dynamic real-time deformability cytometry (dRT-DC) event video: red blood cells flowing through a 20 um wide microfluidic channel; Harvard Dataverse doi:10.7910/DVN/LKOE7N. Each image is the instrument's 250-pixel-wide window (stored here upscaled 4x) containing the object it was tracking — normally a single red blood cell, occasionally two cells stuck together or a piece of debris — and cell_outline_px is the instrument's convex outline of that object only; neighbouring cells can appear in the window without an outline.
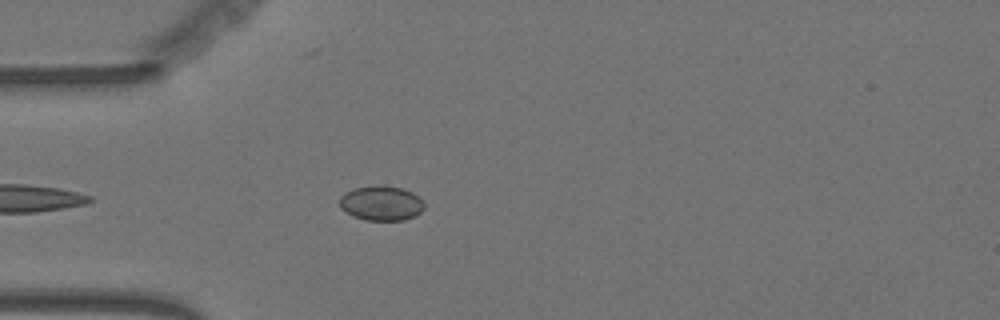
{"species": "Egyptian fruit bat (a non-hibernating species)", "species_latin": "Rousettus aegyptiacus", "temperature_condition": "warm", "stored_images_in_passage": 11, "camera_frame_rate_fps": 3000, "um_per_image_px": 0.085, "animal": {"sex": "female"}, "frame": {"image": 1, "passage_image": 4, "time_ms": 1.0, "image_size_px": [1000, 320], "cell_outline_px": [[424, 208], [416, 216], [404, 220], [364, 220], [352, 216], [340, 208], [340, 196], [344, 192], [352, 188], [400, 188], [412, 192], [424, 204]], "centroid_in_image_um": [32.37, 17.32], "position_along_channel_um": 52.6, "area_um2": 16.59}}
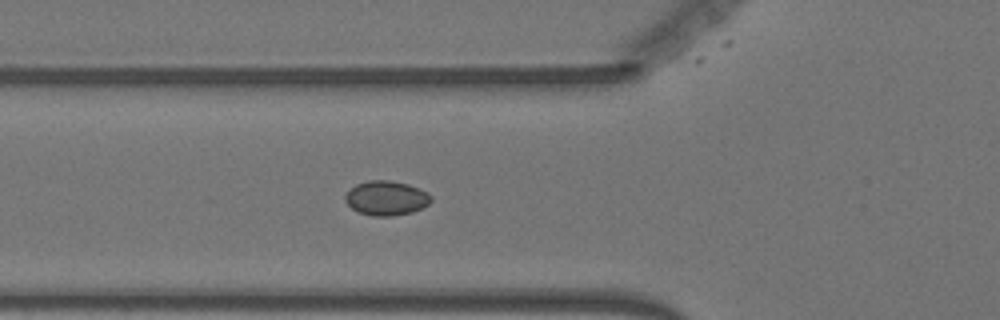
{"frame": {"image": 2, "passage_image": 8, "time_ms": 2.333, "image_size_px": [1000, 320], "cell_outline_px": [[432, 200], [428, 204], [412, 212], [392, 216], [372, 216], [360, 212], [352, 208], [344, 200], [344, 196], [348, 188], [356, 184], [368, 180], [388, 180], [408, 184], [420, 188], [428, 192], [432, 196]], "centroid_in_image_um": [32.82, 16.82], "position_along_channel_um": 93.0, "area_um2": 17.4}}